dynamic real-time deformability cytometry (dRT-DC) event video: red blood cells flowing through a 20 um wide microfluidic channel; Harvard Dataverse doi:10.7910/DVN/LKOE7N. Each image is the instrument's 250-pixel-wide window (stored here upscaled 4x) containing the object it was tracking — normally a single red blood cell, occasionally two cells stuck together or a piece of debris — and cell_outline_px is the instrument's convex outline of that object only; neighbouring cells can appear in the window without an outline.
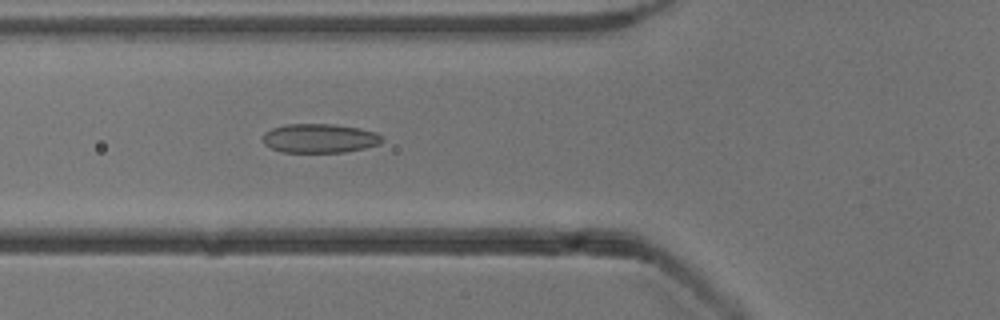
{"species": "common noctule bat (a hibernating species)", "species_latin": "Nyctalus noctula", "temperature_condition": "cold", "stored_images_in_passage": 43, "camera_frame_rate_fps": 3000, "um_per_image_px": 0.085, "animal": {"sex": "male", "body_mass_g": 13.3}, "frame": {"image": 1, "passage_image": 10, "time_ms": 3.0, "image_size_px": [1000, 320], "cell_outline_px": [[384, 140], [380, 144], [364, 148], [344, 152], [280, 152], [264, 144], [264, 132], [272, 128], [284, 124], [332, 124], [360, 128], [376, 132]], "centroid_in_image_um": [27.17, 11.75], "position_along_channel_um": 98.6, "area_um2": 20.23}}
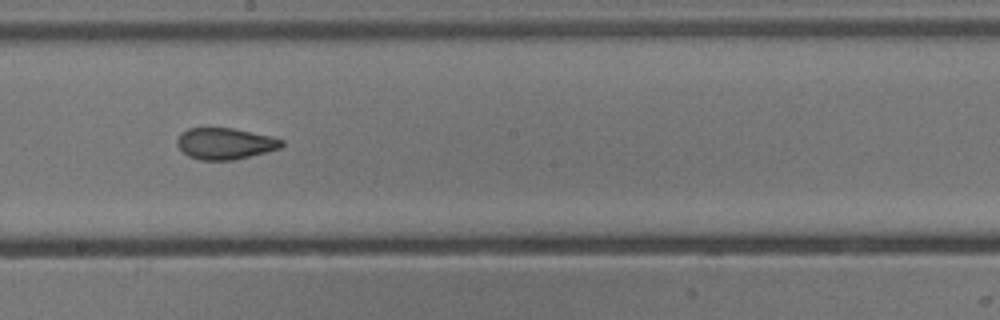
{"frame": {"image": 2, "passage_image": 20, "time_ms": 6.333, "image_size_px": [1000, 320], "cell_outline_px": [[284, 144], [280, 148], [232, 160], [200, 160], [188, 156], [176, 144], [176, 140], [180, 132], [188, 128], [232, 128], [272, 136], [284, 140]], "centroid_in_image_um": [19.1, 12.19], "position_along_channel_um": 229.1, "area_um2": 19.07}}
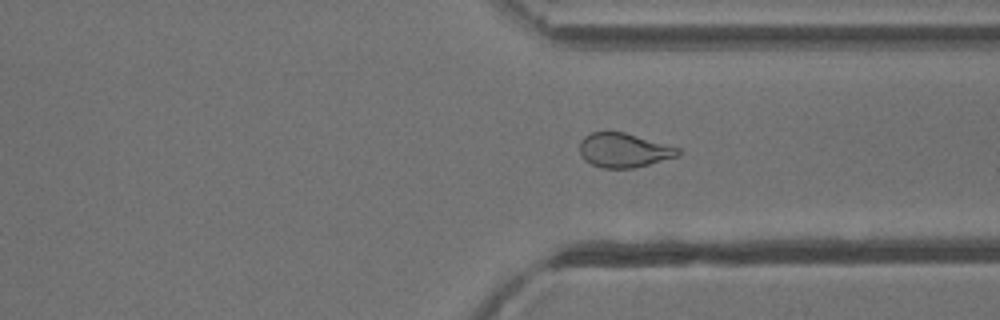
{"frame": {"image": 3, "passage_image": 30, "time_ms": 9.667, "image_size_px": [1000, 320], "cell_outline_px": [[680, 156], [636, 168], [604, 168], [592, 164], [584, 160], [580, 152], [580, 140], [584, 136], [592, 132], [624, 132], [680, 148]], "centroid_in_image_um": [53.04, 12.78], "position_along_channel_um": 358.4, "area_um2": 19.71}, "authors_computed_cell_mechanics": {"area_um2": 20.4034, "velocity_mm_per_s": 3.8806, "shape_relaxation_time_tau1_ms": 7.3913, "shape_relaxation_time_tau2_ms": 1.7004, "deformation_change_tau1": 0.1687, "deformation_change_tau2": 0.0906}}